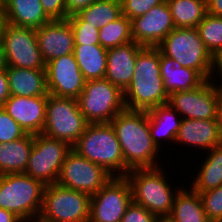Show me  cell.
I'll return each mask as SVG.
<instances>
[{"mask_svg":"<svg viewBox=\"0 0 222 222\" xmlns=\"http://www.w3.org/2000/svg\"><path fill=\"white\" fill-rule=\"evenodd\" d=\"M110 123L121 146L125 176L133 169L160 166L156 157L161 150L152 141L147 111L125 108Z\"/></svg>","mask_w":222,"mask_h":222,"instance_id":"cell-1","label":"cell"},{"mask_svg":"<svg viewBox=\"0 0 222 222\" xmlns=\"http://www.w3.org/2000/svg\"><path fill=\"white\" fill-rule=\"evenodd\" d=\"M123 95L125 108L129 110L149 111L168 104L157 47H143L138 52L132 81Z\"/></svg>","mask_w":222,"mask_h":222,"instance_id":"cell-2","label":"cell"},{"mask_svg":"<svg viewBox=\"0 0 222 222\" xmlns=\"http://www.w3.org/2000/svg\"><path fill=\"white\" fill-rule=\"evenodd\" d=\"M72 149L101 166L112 177L125 176L121 146L111 123L88 124Z\"/></svg>","mask_w":222,"mask_h":222,"instance_id":"cell-3","label":"cell"},{"mask_svg":"<svg viewBox=\"0 0 222 222\" xmlns=\"http://www.w3.org/2000/svg\"><path fill=\"white\" fill-rule=\"evenodd\" d=\"M161 168L162 165L155 168L133 169L125 177L131 185L134 203L158 217H166L172 211L175 196L181 186L173 189Z\"/></svg>","mask_w":222,"mask_h":222,"instance_id":"cell-4","label":"cell"},{"mask_svg":"<svg viewBox=\"0 0 222 222\" xmlns=\"http://www.w3.org/2000/svg\"><path fill=\"white\" fill-rule=\"evenodd\" d=\"M44 188L41 181L25 173L0 175V208L31 222L40 216Z\"/></svg>","mask_w":222,"mask_h":222,"instance_id":"cell-5","label":"cell"},{"mask_svg":"<svg viewBox=\"0 0 222 222\" xmlns=\"http://www.w3.org/2000/svg\"><path fill=\"white\" fill-rule=\"evenodd\" d=\"M157 48L182 67L194 69L205 80L214 79L215 58L207 50L196 28L173 29Z\"/></svg>","mask_w":222,"mask_h":222,"instance_id":"cell-6","label":"cell"},{"mask_svg":"<svg viewBox=\"0 0 222 222\" xmlns=\"http://www.w3.org/2000/svg\"><path fill=\"white\" fill-rule=\"evenodd\" d=\"M91 196L53 183L45 185L40 219L43 222H89Z\"/></svg>","mask_w":222,"mask_h":222,"instance_id":"cell-7","label":"cell"},{"mask_svg":"<svg viewBox=\"0 0 222 222\" xmlns=\"http://www.w3.org/2000/svg\"><path fill=\"white\" fill-rule=\"evenodd\" d=\"M77 100L89 124L110 123L125 109L123 92L105 78L86 81Z\"/></svg>","mask_w":222,"mask_h":222,"instance_id":"cell-8","label":"cell"},{"mask_svg":"<svg viewBox=\"0 0 222 222\" xmlns=\"http://www.w3.org/2000/svg\"><path fill=\"white\" fill-rule=\"evenodd\" d=\"M88 124L81 113L77 99L48 95L45 126L42 134L63 140L72 146Z\"/></svg>","mask_w":222,"mask_h":222,"instance_id":"cell-9","label":"cell"},{"mask_svg":"<svg viewBox=\"0 0 222 222\" xmlns=\"http://www.w3.org/2000/svg\"><path fill=\"white\" fill-rule=\"evenodd\" d=\"M72 146L44 134H34V144L25 174L41 181L44 185L57 183L62 164Z\"/></svg>","mask_w":222,"mask_h":222,"instance_id":"cell-10","label":"cell"},{"mask_svg":"<svg viewBox=\"0 0 222 222\" xmlns=\"http://www.w3.org/2000/svg\"><path fill=\"white\" fill-rule=\"evenodd\" d=\"M211 80H205L195 89L170 94L168 104L182 119L220 120L222 93L220 85Z\"/></svg>","mask_w":222,"mask_h":222,"instance_id":"cell-11","label":"cell"},{"mask_svg":"<svg viewBox=\"0 0 222 222\" xmlns=\"http://www.w3.org/2000/svg\"><path fill=\"white\" fill-rule=\"evenodd\" d=\"M1 41L7 67L46 70L33 28L5 24Z\"/></svg>","mask_w":222,"mask_h":222,"instance_id":"cell-12","label":"cell"},{"mask_svg":"<svg viewBox=\"0 0 222 222\" xmlns=\"http://www.w3.org/2000/svg\"><path fill=\"white\" fill-rule=\"evenodd\" d=\"M111 177L101 166L72 149L62 164L57 184L93 196Z\"/></svg>","mask_w":222,"mask_h":222,"instance_id":"cell-13","label":"cell"},{"mask_svg":"<svg viewBox=\"0 0 222 222\" xmlns=\"http://www.w3.org/2000/svg\"><path fill=\"white\" fill-rule=\"evenodd\" d=\"M132 201V189L128 179L125 176L111 177L91 196L89 222H121Z\"/></svg>","mask_w":222,"mask_h":222,"instance_id":"cell-14","label":"cell"},{"mask_svg":"<svg viewBox=\"0 0 222 222\" xmlns=\"http://www.w3.org/2000/svg\"><path fill=\"white\" fill-rule=\"evenodd\" d=\"M48 94L78 99L85 86V79L74 53L61 56L46 64Z\"/></svg>","mask_w":222,"mask_h":222,"instance_id":"cell-15","label":"cell"},{"mask_svg":"<svg viewBox=\"0 0 222 222\" xmlns=\"http://www.w3.org/2000/svg\"><path fill=\"white\" fill-rule=\"evenodd\" d=\"M133 41L143 47H157L175 29L167 1L131 20Z\"/></svg>","mask_w":222,"mask_h":222,"instance_id":"cell-16","label":"cell"},{"mask_svg":"<svg viewBox=\"0 0 222 222\" xmlns=\"http://www.w3.org/2000/svg\"><path fill=\"white\" fill-rule=\"evenodd\" d=\"M48 96L10 95L2 108L29 134L42 133L45 126Z\"/></svg>","mask_w":222,"mask_h":222,"instance_id":"cell-17","label":"cell"},{"mask_svg":"<svg viewBox=\"0 0 222 222\" xmlns=\"http://www.w3.org/2000/svg\"><path fill=\"white\" fill-rule=\"evenodd\" d=\"M37 43L44 62L74 53V34L70 22L52 20L35 29Z\"/></svg>","mask_w":222,"mask_h":222,"instance_id":"cell-18","label":"cell"},{"mask_svg":"<svg viewBox=\"0 0 222 222\" xmlns=\"http://www.w3.org/2000/svg\"><path fill=\"white\" fill-rule=\"evenodd\" d=\"M142 45L132 41L107 49L105 79L124 92L132 81L135 61Z\"/></svg>","mask_w":222,"mask_h":222,"instance_id":"cell-19","label":"cell"},{"mask_svg":"<svg viewBox=\"0 0 222 222\" xmlns=\"http://www.w3.org/2000/svg\"><path fill=\"white\" fill-rule=\"evenodd\" d=\"M175 143L188 144L207 153L222 143L220 120L182 119Z\"/></svg>","mask_w":222,"mask_h":222,"instance_id":"cell-20","label":"cell"},{"mask_svg":"<svg viewBox=\"0 0 222 222\" xmlns=\"http://www.w3.org/2000/svg\"><path fill=\"white\" fill-rule=\"evenodd\" d=\"M2 10L6 23L16 27L37 29L52 21L40 0H3Z\"/></svg>","mask_w":222,"mask_h":222,"instance_id":"cell-21","label":"cell"},{"mask_svg":"<svg viewBox=\"0 0 222 222\" xmlns=\"http://www.w3.org/2000/svg\"><path fill=\"white\" fill-rule=\"evenodd\" d=\"M160 70L164 88L168 95L195 89L205 81L197 71L182 67L175 59L164 56L161 51Z\"/></svg>","mask_w":222,"mask_h":222,"instance_id":"cell-22","label":"cell"},{"mask_svg":"<svg viewBox=\"0 0 222 222\" xmlns=\"http://www.w3.org/2000/svg\"><path fill=\"white\" fill-rule=\"evenodd\" d=\"M10 95L48 96L46 70L7 67Z\"/></svg>","mask_w":222,"mask_h":222,"instance_id":"cell-23","label":"cell"},{"mask_svg":"<svg viewBox=\"0 0 222 222\" xmlns=\"http://www.w3.org/2000/svg\"><path fill=\"white\" fill-rule=\"evenodd\" d=\"M147 115L152 141L158 149L162 147L160 140L176 141L182 118L175 109L169 104L160 105L147 111Z\"/></svg>","mask_w":222,"mask_h":222,"instance_id":"cell-24","label":"cell"},{"mask_svg":"<svg viewBox=\"0 0 222 222\" xmlns=\"http://www.w3.org/2000/svg\"><path fill=\"white\" fill-rule=\"evenodd\" d=\"M34 144V134L27 133L24 137L0 143V175L24 173Z\"/></svg>","mask_w":222,"mask_h":222,"instance_id":"cell-25","label":"cell"},{"mask_svg":"<svg viewBox=\"0 0 222 222\" xmlns=\"http://www.w3.org/2000/svg\"><path fill=\"white\" fill-rule=\"evenodd\" d=\"M74 56L85 81L102 79L107 68V49L101 45H74Z\"/></svg>","mask_w":222,"mask_h":222,"instance_id":"cell-26","label":"cell"},{"mask_svg":"<svg viewBox=\"0 0 222 222\" xmlns=\"http://www.w3.org/2000/svg\"><path fill=\"white\" fill-rule=\"evenodd\" d=\"M182 187L177 192L168 217L175 222H210L205 214L199 193L191 187Z\"/></svg>","mask_w":222,"mask_h":222,"instance_id":"cell-27","label":"cell"},{"mask_svg":"<svg viewBox=\"0 0 222 222\" xmlns=\"http://www.w3.org/2000/svg\"><path fill=\"white\" fill-rule=\"evenodd\" d=\"M190 187L197 193L206 192L222 185V143L208 151Z\"/></svg>","mask_w":222,"mask_h":222,"instance_id":"cell-28","label":"cell"},{"mask_svg":"<svg viewBox=\"0 0 222 222\" xmlns=\"http://www.w3.org/2000/svg\"><path fill=\"white\" fill-rule=\"evenodd\" d=\"M176 28H196L207 13L206 0H166Z\"/></svg>","mask_w":222,"mask_h":222,"instance_id":"cell-29","label":"cell"},{"mask_svg":"<svg viewBox=\"0 0 222 222\" xmlns=\"http://www.w3.org/2000/svg\"><path fill=\"white\" fill-rule=\"evenodd\" d=\"M78 15L93 27L101 28L122 15L120 0H97Z\"/></svg>","mask_w":222,"mask_h":222,"instance_id":"cell-30","label":"cell"},{"mask_svg":"<svg viewBox=\"0 0 222 222\" xmlns=\"http://www.w3.org/2000/svg\"><path fill=\"white\" fill-rule=\"evenodd\" d=\"M132 41L131 20L123 14L116 20L99 28V42L106 49L121 46Z\"/></svg>","mask_w":222,"mask_h":222,"instance_id":"cell-31","label":"cell"},{"mask_svg":"<svg viewBox=\"0 0 222 222\" xmlns=\"http://www.w3.org/2000/svg\"><path fill=\"white\" fill-rule=\"evenodd\" d=\"M196 29L207 50L216 58L222 52V17L206 13Z\"/></svg>","mask_w":222,"mask_h":222,"instance_id":"cell-32","label":"cell"},{"mask_svg":"<svg viewBox=\"0 0 222 222\" xmlns=\"http://www.w3.org/2000/svg\"><path fill=\"white\" fill-rule=\"evenodd\" d=\"M74 34V45H100L99 28L85 22L78 14L67 18Z\"/></svg>","mask_w":222,"mask_h":222,"instance_id":"cell-33","label":"cell"},{"mask_svg":"<svg viewBox=\"0 0 222 222\" xmlns=\"http://www.w3.org/2000/svg\"><path fill=\"white\" fill-rule=\"evenodd\" d=\"M199 195L208 220L222 222V185Z\"/></svg>","mask_w":222,"mask_h":222,"instance_id":"cell-34","label":"cell"},{"mask_svg":"<svg viewBox=\"0 0 222 222\" xmlns=\"http://www.w3.org/2000/svg\"><path fill=\"white\" fill-rule=\"evenodd\" d=\"M27 133L0 107V143H8L24 137Z\"/></svg>","mask_w":222,"mask_h":222,"instance_id":"cell-35","label":"cell"},{"mask_svg":"<svg viewBox=\"0 0 222 222\" xmlns=\"http://www.w3.org/2000/svg\"><path fill=\"white\" fill-rule=\"evenodd\" d=\"M165 0H120L122 14L130 20L141 17L152 7L158 6Z\"/></svg>","mask_w":222,"mask_h":222,"instance_id":"cell-36","label":"cell"},{"mask_svg":"<svg viewBox=\"0 0 222 222\" xmlns=\"http://www.w3.org/2000/svg\"><path fill=\"white\" fill-rule=\"evenodd\" d=\"M158 216L133 201L122 216L121 222H157Z\"/></svg>","mask_w":222,"mask_h":222,"instance_id":"cell-37","label":"cell"},{"mask_svg":"<svg viewBox=\"0 0 222 222\" xmlns=\"http://www.w3.org/2000/svg\"><path fill=\"white\" fill-rule=\"evenodd\" d=\"M43 10L51 20H66L65 0H40Z\"/></svg>","mask_w":222,"mask_h":222,"instance_id":"cell-38","label":"cell"},{"mask_svg":"<svg viewBox=\"0 0 222 222\" xmlns=\"http://www.w3.org/2000/svg\"><path fill=\"white\" fill-rule=\"evenodd\" d=\"M96 1L97 0H65L67 18L78 14L81 10L86 9Z\"/></svg>","mask_w":222,"mask_h":222,"instance_id":"cell-39","label":"cell"},{"mask_svg":"<svg viewBox=\"0 0 222 222\" xmlns=\"http://www.w3.org/2000/svg\"><path fill=\"white\" fill-rule=\"evenodd\" d=\"M10 96L9 83L6 68L0 69V107L4 105Z\"/></svg>","mask_w":222,"mask_h":222,"instance_id":"cell-40","label":"cell"},{"mask_svg":"<svg viewBox=\"0 0 222 222\" xmlns=\"http://www.w3.org/2000/svg\"><path fill=\"white\" fill-rule=\"evenodd\" d=\"M207 13L222 17V0H206Z\"/></svg>","mask_w":222,"mask_h":222,"instance_id":"cell-41","label":"cell"},{"mask_svg":"<svg viewBox=\"0 0 222 222\" xmlns=\"http://www.w3.org/2000/svg\"><path fill=\"white\" fill-rule=\"evenodd\" d=\"M0 222H23L13 212L0 208Z\"/></svg>","mask_w":222,"mask_h":222,"instance_id":"cell-42","label":"cell"},{"mask_svg":"<svg viewBox=\"0 0 222 222\" xmlns=\"http://www.w3.org/2000/svg\"><path fill=\"white\" fill-rule=\"evenodd\" d=\"M215 72L222 78V52L215 58L214 74Z\"/></svg>","mask_w":222,"mask_h":222,"instance_id":"cell-43","label":"cell"},{"mask_svg":"<svg viewBox=\"0 0 222 222\" xmlns=\"http://www.w3.org/2000/svg\"><path fill=\"white\" fill-rule=\"evenodd\" d=\"M7 68L5 53L2 42H0V69Z\"/></svg>","mask_w":222,"mask_h":222,"instance_id":"cell-44","label":"cell"},{"mask_svg":"<svg viewBox=\"0 0 222 222\" xmlns=\"http://www.w3.org/2000/svg\"><path fill=\"white\" fill-rule=\"evenodd\" d=\"M5 24H6V21L3 15V10H0V42H2L1 37H2L3 27Z\"/></svg>","mask_w":222,"mask_h":222,"instance_id":"cell-45","label":"cell"},{"mask_svg":"<svg viewBox=\"0 0 222 222\" xmlns=\"http://www.w3.org/2000/svg\"><path fill=\"white\" fill-rule=\"evenodd\" d=\"M157 222H175V221H173L170 217L166 216V217H159Z\"/></svg>","mask_w":222,"mask_h":222,"instance_id":"cell-46","label":"cell"},{"mask_svg":"<svg viewBox=\"0 0 222 222\" xmlns=\"http://www.w3.org/2000/svg\"><path fill=\"white\" fill-rule=\"evenodd\" d=\"M219 119H220V124H221V129H222V98H221V102H220Z\"/></svg>","mask_w":222,"mask_h":222,"instance_id":"cell-47","label":"cell"},{"mask_svg":"<svg viewBox=\"0 0 222 222\" xmlns=\"http://www.w3.org/2000/svg\"><path fill=\"white\" fill-rule=\"evenodd\" d=\"M31 222H43V221H41L40 219H35V220H32Z\"/></svg>","mask_w":222,"mask_h":222,"instance_id":"cell-48","label":"cell"},{"mask_svg":"<svg viewBox=\"0 0 222 222\" xmlns=\"http://www.w3.org/2000/svg\"><path fill=\"white\" fill-rule=\"evenodd\" d=\"M0 10H2V1L0 0Z\"/></svg>","mask_w":222,"mask_h":222,"instance_id":"cell-49","label":"cell"}]
</instances>
